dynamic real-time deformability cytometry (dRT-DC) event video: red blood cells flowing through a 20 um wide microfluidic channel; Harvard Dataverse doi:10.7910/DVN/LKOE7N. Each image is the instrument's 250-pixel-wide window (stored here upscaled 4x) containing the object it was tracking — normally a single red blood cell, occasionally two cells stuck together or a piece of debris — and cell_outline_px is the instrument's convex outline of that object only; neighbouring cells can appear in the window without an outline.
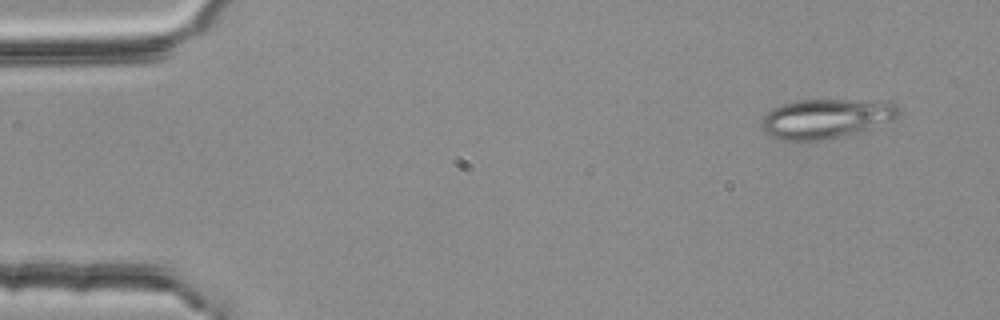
{"species": "common noctule bat (a hibernating species)", "species_latin": "Nyctalus noctula", "temperature_condition": "room temperature", "stored_images_in_passage": 3, "camera_frame_rate_fps": 3000, "um_per_image_px": 0.085, "animal": {"sex": "female", "body_mass_g": 25.1}, "frame": {"image": 1, "passage_image": 3, "time_ms": 0.667, "image_size_px": [1000, 320], "cell_outline_px": [[904, 112], [900, 116], [892, 120], [856, 136], [812, 144], [780, 140], [768, 136], [760, 128], [760, 120], [772, 108], [780, 104], [800, 100], [888, 100], [896, 104]], "centroid_in_image_um": [70.26, 10.15], "position_along_channel_um": 14.7, "area_um2": 33.87}}